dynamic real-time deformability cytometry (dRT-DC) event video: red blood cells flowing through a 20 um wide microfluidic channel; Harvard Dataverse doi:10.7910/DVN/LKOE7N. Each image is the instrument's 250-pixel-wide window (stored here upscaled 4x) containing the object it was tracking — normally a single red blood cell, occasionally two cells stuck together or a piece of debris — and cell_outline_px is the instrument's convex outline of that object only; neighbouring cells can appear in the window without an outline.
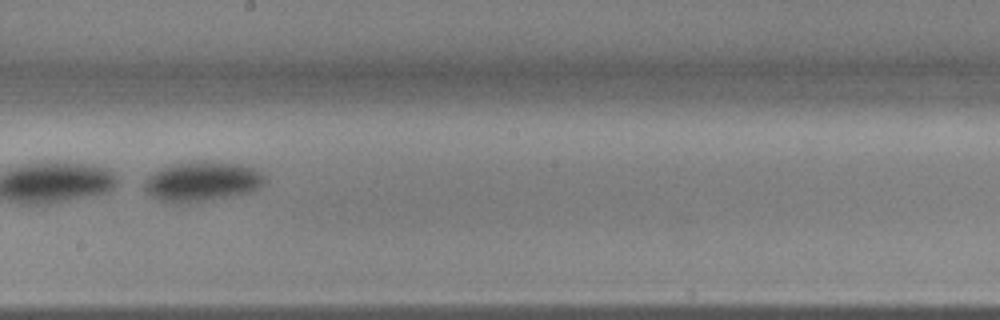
{"species": "common noctule bat (a hibernating species)", "species_latin": "Nyctalus noctula", "temperature_condition": "warm", "stored_images_in_passage": 34, "camera_frame_rate_fps": 3000, "um_per_image_px": 0.085, "animal": {"sex": "male", "body_mass_g": 17.9, "forearm_length_mm": 54.2}, "frame": {"image": 1, "passage_image": 32, "time_ms": 10.333, "image_size_px": [1000, 320], "cell_outline_px": [[268, 180], [264, 184], [248, 192], [188, 204], [160, 200], [144, 192], [144, 180], [152, 172], [160, 168], [172, 164], [196, 160], [208, 160], [240, 164], [256, 168]], "centroid_in_image_um": [17.15, 15.4], "position_along_channel_um": 231.0, "area_um2": 28.26}}